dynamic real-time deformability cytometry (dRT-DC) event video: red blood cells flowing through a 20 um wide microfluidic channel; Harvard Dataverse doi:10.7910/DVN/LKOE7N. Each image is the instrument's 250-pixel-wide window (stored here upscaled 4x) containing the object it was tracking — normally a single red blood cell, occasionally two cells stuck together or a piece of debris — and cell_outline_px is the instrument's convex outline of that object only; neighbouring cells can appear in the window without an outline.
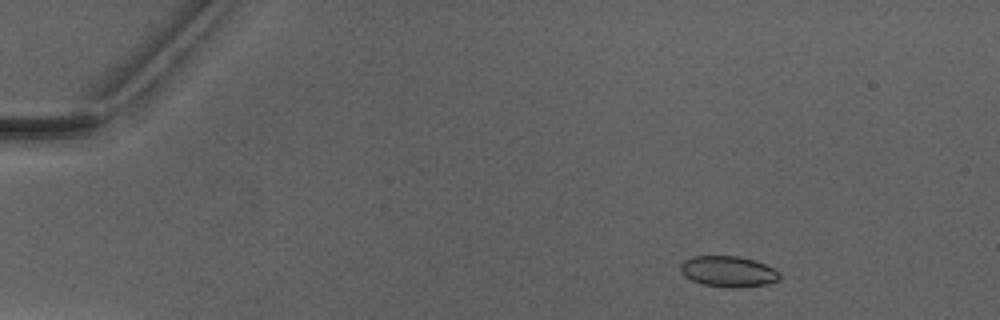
{"species": "Egyptian fruit bat (a non-hibernating species)", "species_latin": "Rousettus aegyptiacus", "temperature_condition": "warm", "stored_images_in_passage": 3, "camera_frame_rate_fps": 3000, "um_per_image_px": 0.085, "animal": {"sex": "male"}, "frame": {"image": 1, "passage_image": 1, "time_ms": 0.0, "image_size_px": [1000, 320], "cell_outline_px": [[780, 280], [768, 284], [740, 288], [728, 288], [704, 284], [692, 280], [684, 276], [680, 272], [680, 264], [684, 260], [692, 256], [740, 256], [756, 260], [780, 272]], "centroid_in_image_um": [61.91, 23.08], "position_along_channel_um": 23.1, "area_um2": 18.09}}